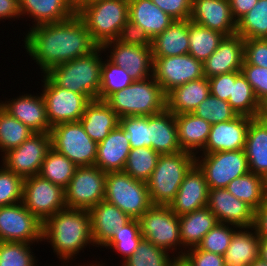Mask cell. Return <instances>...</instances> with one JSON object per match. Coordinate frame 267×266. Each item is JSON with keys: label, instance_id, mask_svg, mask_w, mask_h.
I'll use <instances>...</instances> for the list:
<instances>
[{"label": "cell", "instance_id": "6da1fadb", "mask_svg": "<svg viewBox=\"0 0 267 266\" xmlns=\"http://www.w3.org/2000/svg\"><path fill=\"white\" fill-rule=\"evenodd\" d=\"M29 29L24 37V48L43 74L98 47L77 14L63 22L36 25Z\"/></svg>", "mask_w": 267, "mask_h": 266}, {"label": "cell", "instance_id": "7a4b0ae2", "mask_svg": "<svg viewBox=\"0 0 267 266\" xmlns=\"http://www.w3.org/2000/svg\"><path fill=\"white\" fill-rule=\"evenodd\" d=\"M43 241L52 246L57 258L67 266L87 245L95 246L89 210L66 207L49 217L43 223Z\"/></svg>", "mask_w": 267, "mask_h": 266}, {"label": "cell", "instance_id": "3957f363", "mask_svg": "<svg viewBox=\"0 0 267 266\" xmlns=\"http://www.w3.org/2000/svg\"><path fill=\"white\" fill-rule=\"evenodd\" d=\"M76 14L98 46L128 37V0H98L82 7Z\"/></svg>", "mask_w": 267, "mask_h": 266}, {"label": "cell", "instance_id": "277c9868", "mask_svg": "<svg viewBox=\"0 0 267 266\" xmlns=\"http://www.w3.org/2000/svg\"><path fill=\"white\" fill-rule=\"evenodd\" d=\"M101 53L103 49L98 46L91 53L54 66L45 74L61 88L83 94L89 101L99 100L104 60Z\"/></svg>", "mask_w": 267, "mask_h": 266}, {"label": "cell", "instance_id": "5b68a950", "mask_svg": "<svg viewBox=\"0 0 267 266\" xmlns=\"http://www.w3.org/2000/svg\"><path fill=\"white\" fill-rule=\"evenodd\" d=\"M105 102L118 115L150 116L166 109V94L153 76L133 81L123 90L111 94Z\"/></svg>", "mask_w": 267, "mask_h": 266}, {"label": "cell", "instance_id": "8992f818", "mask_svg": "<svg viewBox=\"0 0 267 266\" xmlns=\"http://www.w3.org/2000/svg\"><path fill=\"white\" fill-rule=\"evenodd\" d=\"M195 155L186 151L160 155L147 187L153 205L169 206L186 173L195 164Z\"/></svg>", "mask_w": 267, "mask_h": 266}, {"label": "cell", "instance_id": "52a82bcc", "mask_svg": "<svg viewBox=\"0 0 267 266\" xmlns=\"http://www.w3.org/2000/svg\"><path fill=\"white\" fill-rule=\"evenodd\" d=\"M104 200L132 219H139L153 205L147 182L136 180L124 171L106 173Z\"/></svg>", "mask_w": 267, "mask_h": 266}, {"label": "cell", "instance_id": "ba28073f", "mask_svg": "<svg viewBox=\"0 0 267 266\" xmlns=\"http://www.w3.org/2000/svg\"><path fill=\"white\" fill-rule=\"evenodd\" d=\"M104 53L113 64L126 69L134 81L144 80L153 75V54L150 42L131 37L111 40L103 44ZM109 48V49H108Z\"/></svg>", "mask_w": 267, "mask_h": 266}, {"label": "cell", "instance_id": "9c48e42d", "mask_svg": "<svg viewBox=\"0 0 267 266\" xmlns=\"http://www.w3.org/2000/svg\"><path fill=\"white\" fill-rule=\"evenodd\" d=\"M50 136L51 147L77 167L95 166L98 143L88 136L80 121L55 125Z\"/></svg>", "mask_w": 267, "mask_h": 266}, {"label": "cell", "instance_id": "30bf717a", "mask_svg": "<svg viewBox=\"0 0 267 266\" xmlns=\"http://www.w3.org/2000/svg\"><path fill=\"white\" fill-rule=\"evenodd\" d=\"M195 158V163L204 172L209 189L226 188L235 178L249 172L244 149L201 153Z\"/></svg>", "mask_w": 267, "mask_h": 266}, {"label": "cell", "instance_id": "8fae6325", "mask_svg": "<svg viewBox=\"0 0 267 266\" xmlns=\"http://www.w3.org/2000/svg\"><path fill=\"white\" fill-rule=\"evenodd\" d=\"M138 221L143 239L168 252L172 250L171 254L183 248L179 216L169 206L152 205Z\"/></svg>", "mask_w": 267, "mask_h": 266}, {"label": "cell", "instance_id": "7c38bea8", "mask_svg": "<svg viewBox=\"0 0 267 266\" xmlns=\"http://www.w3.org/2000/svg\"><path fill=\"white\" fill-rule=\"evenodd\" d=\"M22 203L42 223L66 208L64 189L39 174L24 179Z\"/></svg>", "mask_w": 267, "mask_h": 266}, {"label": "cell", "instance_id": "4fadbf2b", "mask_svg": "<svg viewBox=\"0 0 267 266\" xmlns=\"http://www.w3.org/2000/svg\"><path fill=\"white\" fill-rule=\"evenodd\" d=\"M106 172L96 166L77 167L64 189L67 208L90 210L104 201Z\"/></svg>", "mask_w": 267, "mask_h": 266}, {"label": "cell", "instance_id": "5bb4252c", "mask_svg": "<svg viewBox=\"0 0 267 266\" xmlns=\"http://www.w3.org/2000/svg\"><path fill=\"white\" fill-rule=\"evenodd\" d=\"M43 78L41 94L45 101L50 126L79 121L90 101L83 94L59 87L46 74H43Z\"/></svg>", "mask_w": 267, "mask_h": 266}, {"label": "cell", "instance_id": "9a60e30c", "mask_svg": "<svg viewBox=\"0 0 267 266\" xmlns=\"http://www.w3.org/2000/svg\"><path fill=\"white\" fill-rule=\"evenodd\" d=\"M50 149V133H34L19 147L1 155V162L6 169L25 179L40 173L42 163Z\"/></svg>", "mask_w": 267, "mask_h": 266}, {"label": "cell", "instance_id": "2e32d148", "mask_svg": "<svg viewBox=\"0 0 267 266\" xmlns=\"http://www.w3.org/2000/svg\"><path fill=\"white\" fill-rule=\"evenodd\" d=\"M0 241L43 242V223L22 202L0 207Z\"/></svg>", "mask_w": 267, "mask_h": 266}, {"label": "cell", "instance_id": "e0dca14e", "mask_svg": "<svg viewBox=\"0 0 267 266\" xmlns=\"http://www.w3.org/2000/svg\"><path fill=\"white\" fill-rule=\"evenodd\" d=\"M152 76L167 95L178 86L204 77L203 63L190 54L153 57Z\"/></svg>", "mask_w": 267, "mask_h": 266}, {"label": "cell", "instance_id": "ac0fdd59", "mask_svg": "<svg viewBox=\"0 0 267 266\" xmlns=\"http://www.w3.org/2000/svg\"><path fill=\"white\" fill-rule=\"evenodd\" d=\"M128 37L150 42L175 20L151 0H128Z\"/></svg>", "mask_w": 267, "mask_h": 266}, {"label": "cell", "instance_id": "d6986e66", "mask_svg": "<svg viewBox=\"0 0 267 266\" xmlns=\"http://www.w3.org/2000/svg\"><path fill=\"white\" fill-rule=\"evenodd\" d=\"M209 188L204 172L195 163L186 173L169 208L181 216L208 205Z\"/></svg>", "mask_w": 267, "mask_h": 266}, {"label": "cell", "instance_id": "ffe728a7", "mask_svg": "<svg viewBox=\"0 0 267 266\" xmlns=\"http://www.w3.org/2000/svg\"><path fill=\"white\" fill-rule=\"evenodd\" d=\"M207 207L216 216L218 223L242 228L251 227L254 223V209L225 188L209 189Z\"/></svg>", "mask_w": 267, "mask_h": 266}, {"label": "cell", "instance_id": "44dd1931", "mask_svg": "<svg viewBox=\"0 0 267 266\" xmlns=\"http://www.w3.org/2000/svg\"><path fill=\"white\" fill-rule=\"evenodd\" d=\"M0 106L35 133H50L52 127L47 119L45 101L41 93L22 94L1 102Z\"/></svg>", "mask_w": 267, "mask_h": 266}, {"label": "cell", "instance_id": "7402d4cb", "mask_svg": "<svg viewBox=\"0 0 267 266\" xmlns=\"http://www.w3.org/2000/svg\"><path fill=\"white\" fill-rule=\"evenodd\" d=\"M244 39L239 34L224 36L218 48L203 63L204 77L241 71L244 60Z\"/></svg>", "mask_w": 267, "mask_h": 266}, {"label": "cell", "instance_id": "603a6c76", "mask_svg": "<svg viewBox=\"0 0 267 266\" xmlns=\"http://www.w3.org/2000/svg\"><path fill=\"white\" fill-rule=\"evenodd\" d=\"M201 26L230 36L236 34L229 0H192L190 19Z\"/></svg>", "mask_w": 267, "mask_h": 266}, {"label": "cell", "instance_id": "cb8c5ba5", "mask_svg": "<svg viewBox=\"0 0 267 266\" xmlns=\"http://www.w3.org/2000/svg\"><path fill=\"white\" fill-rule=\"evenodd\" d=\"M252 119L238 115L232 120L212 124L208 141L202 153L244 149L248 126Z\"/></svg>", "mask_w": 267, "mask_h": 266}, {"label": "cell", "instance_id": "d4e9b609", "mask_svg": "<svg viewBox=\"0 0 267 266\" xmlns=\"http://www.w3.org/2000/svg\"><path fill=\"white\" fill-rule=\"evenodd\" d=\"M93 243L103 247L132 218L115 205L101 201L90 210Z\"/></svg>", "mask_w": 267, "mask_h": 266}, {"label": "cell", "instance_id": "484cf974", "mask_svg": "<svg viewBox=\"0 0 267 266\" xmlns=\"http://www.w3.org/2000/svg\"><path fill=\"white\" fill-rule=\"evenodd\" d=\"M130 150L123 128L118 125L98 143L95 166L106 173L123 171Z\"/></svg>", "mask_w": 267, "mask_h": 266}, {"label": "cell", "instance_id": "4316f807", "mask_svg": "<svg viewBox=\"0 0 267 266\" xmlns=\"http://www.w3.org/2000/svg\"><path fill=\"white\" fill-rule=\"evenodd\" d=\"M19 9L21 18H33V26L63 22L76 14L72 0H19Z\"/></svg>", "mask_w": 267, "mask_h": 266}, {"label": "cell", "instance_id": "83f0119b", "mask_svg": "<svg viewBox=\"0 0 267 266\" xmlns=\"http://www.w3.org/2000/svg\"><path fill=\"white\" fill-rule=\"evenodd\" d=\"M149 141L151 148L160 155L182 151L178 141L175 114L167 108L149 116Z\"/></svg>", "mask_w": 267, "mask_h": 266}, {"label": "cell", "instance_id": "f1b7e54d", "mask_svg": "<svg viewBox=\"0 0 267 266\" xmlns=\"http://www.w3.org/2000/svg\"><path fill=\"white\" fill-rule=\"evenodd\" d=\"M179 222L180 239L183 249L177 252L175 256L178 260L187 248L197 247L203 237L218 223L216 216L207 206L179 216Z\"/></svg>", "mask_w": 267, "mask_h": 266}, {"label": "cell", "instance_id": "f546056e", "mask_svg": "<svg viewBox=\"0 0 267 266\" xmlns=\"http://www.w3.org/2000/svg\"><path fill=\"white\" fill-rule=\"evenodd\" d=\"M84 131L95 142L103 141L119 125L118 115L101 100L90 101L79 120Z\"/></svg>", "mask_w": 267, "mask_h": 266}, {"label": "cell", "instance_id": "4dcf8cb0", "mask_svg": "<svg viewBox=\"0 0 267 266\" xmlns=\"http://www.w3.org/2000/svg\"><path fill=\"white\" fill-rule=\"evenodd\" d=\"M209 94V80L202 77L171 90L166 95V108L175 115L192 113Z\"/></svg>", "mask_w": 267, "mask_h": 266}, {"label": "cell", "instance_id": "1f68e13d", "mask_svg": "<svg viewBox=\"0 0 267 266\" xmlns=\"http://www.w3.org/2000/svg\"><path fill=\"white\" fill-rule=\"evenodd\" d=\"M175 119L181 150L196 156L208 141L211 124L193 113L177 114Z\"/></svg>", "mask_w": 267, "mask_h": 266}, {"label": "cell", "instance_id": "d6a6232c", "mask_svg": "<svg viewBox=\"0 0 267 266\" xmlns=\"http://www.w3.org/2000/svg\"><path fill=\"white\" fill-rule=\"evenodd\" d=\"M244 150L249 172L267 180V122L258 118L250 121Z\"/></svg>", "mask_w": 267, "mask_h": 266}, {"label": "cell", "instance_id": "836d02e7", "mask_svg": "<svg viewBox=\"0 0 267 266\" xmlns=\"http://www.w3.org/2000/svg\"><path fill=\"white\" fill-rule=\"evenodd\" d=\"M259 240L252 226L239 227V230L234 232L224 254L225 266H249L259 258Z\"/></svg>", "mask_w": 267, "mask_h": 266}, {"label": "cell", "instance_id": "e575fe53", "mask_svg": "<svg viewBox=\"0 0 267 266\" xmlns=\"http://www.w3.org/2000/svg\"><path fill=\"white\" fill-rule=\"evenodd\" d=\"M153 57L185 55L189 52L188 20L174 21L151 41Z\"/></svg>", "mask_w": 267, "mask_h": 266}, {"label": "cell", "instance_id": "d590c367", "mask_svg": "<svg viewBox=\"0 0 267 266\" xmlns=\"http://www.w3.org/2000/svg\"><path fill=\"white\" fill-rule=\"evenodd\" d=\"M225 189L254 210L267 199V180L252 172L235 178Z\"/></svg>", "mask_w": 267, "mask_h": 266}, {"label": "cell", "instance_id": "8d00e7d4", "mask_svg": "<svg viewBox=\"0 0 267 266\" xmlns=\"http://www.w3.org/2000/svg\"><path fill=\"white\" fill-rule=\"evenodd\" d=\"M189 52L198 61L204 63L216 51L224 34L188 20Z\"/></svg>", "mask_w": 267, "mask_h": 266}, {"label": "cell", "instance_id": "74e56055", "mask_svg": "<svg viewBox=\"0 0 267 266\" xmlns=\"http://www.w3.org/2000/svg\"><path fill=\"white\" fill-rule=\"evenodd\" d=\"M77 166L52 147L42 163L39 175L65 189L74 176Z\"/></svg>", "mask_w": 267, "mask_h": 266}, {"label": "cell", "instance_id": "f35d334b", "mask_svg": "<svg viewBox=\"0 0 267 266\" xmlns=\"http://www.w3.org/2000/svg\"><path fill=\"white\" fill-rule=\"evenodd\" d=\"M228 103L237 115L257 118L260 102L242 73L235 79V82H232V95Z\"/></svg>", "mask_w": 267, "mask_h": 266}, {"label": "cell", "instance_id": "ab89813d", "mask_svg": "<svg viewBox=\"0 0 267 266\" xmlns=\"http://www.w3.org/2000/svg\"><path fill=\"white\" fill-rule=\"evenodd\" d=\"M34 133L0 106V151L2 154L19 147Z\"/></svg>", "mask_w": 267, "mask_h": 266}, {"label": "cell", "instance_id": "60d3db41", "mask_svg": "<svg viewBox=\"0 0 267 266\" xmlns=\"http://www.w3.org/2000/svg\"><path fill=\"white\" fill-rule=\"evenodd\" d=\"M169 252L142 239L136 252L122 261L121 266H178L179 260L170 257Z\"/></svg>", "mask_w": 267, "mask_h": 266}, {"label": "cell", "instance_id": "b9f144b4", "mask_svg": "<svg viewBox=\"0 0 267 266\" xmlns=\"http://www.w3.org/2000/svg\"><path fill=\"white\" fill-rule=\"evenodd\" d=\"M159 157L160 154L152 148H131L123 171L136 180L147 182Z\"/></svg>", "mask_w": 267, "mask_h": 266}, {"label": "cell", "instance_id": "7bdbcfd3", "mask_svg": "<svg viewBox=\"0 0 267 266\" xmlns=\"http://www.w3.org/2000/svg\"><path fill=\"white\" fill-rule=\"evenodd\" d=\"M236 34L243 39H267V0H258L252 9L236 22Z\"/></svg>", "mask_w": 267, "mask_h": 266}, {"label": "cell", "instance_id": "ee69618b", "mask_svg": "<svg viewBox=\"0 0 267 266\" xmlns=\"http://www.w3.org/2000/svg\"><path fill=\"white\" fill-rule=\"evenodd\" d=\"M142 239L139 221L138 219H132L118 232H115L113 237L103 247L115 250L121 254L123 261H125L136 252Z\"/></svg>", "mask_w": 267, "mask_h": 266}, {"label": "cell", "instance_id": "f6af8a7d", "mask_svg": "<svg viewBox=\"0 0 267 266\" xmlns=\"http://www.w3.org/2000/svg\"><path fill=\"white\" fill-rule=\"evenodd\" d=\"M133 81L134 80L127 73L126 69H123L106 59L103 61L101 67L99 100L105 101L111 94L123 90Z\"/></svg>", "mask_w": 267, "mask_h": 266}, {"label": "cell", "instance_id": "bcb514c9", "mask_svg": "<svg viewBox=\"0 0 267 266\" xmlns=\"http://www.w3.org/2000/svg\"><path fill=\"white\" fill-rule=\"evenodd\" d=\"M30 243L0 241V266H36Z\"/></svg>", "mask_w": 267, "mask_h": 266}, {"label": "cell", "instance_id": "7dc6e473", "mask_svg": "<svg viewBox=\"0 0 267 266\" xmlns=\"http://www.w3.org/2000/svg\"><path fill=\"white\" fill-rule=\"evenodd\" d=\"M192 113L211 125L226 122L238 116L227 101L218 99L211 94Z\"/></svg>", "mask_w": 267, "mask_h": 266}, {"label": "cell", "instance_id": "c3c4849f", "mask_svg": "<svg viewBox=\"0 0 267 266\" xmlns=\"http://www.w3.org/2000/svg\"><path fill=\"white\" fill-rule=\"evenodd\" d=\"M119 125L128 139L131 148L148 147L149 141V116H126L119 118Z\"/></svg>", "mask_w": 267, "mask_h": 266}, {"label": "cell", "instance_id": "681fc988", "mask_svg": "<svg viewBox=\"0 0 267 266\" xmlns=\"http://www.w3.org/2000/svg\"><path fill=\"white\" fill-rule=\"evenodd\" d=\"M233 227V228H232ZM239 229L233 224L217 223L197 246L200 250L224 256L234 232Z\"/></svg>", "mask_w": 267, "mask_h": 266}, {"label": "cell", "instance_id": "f907efd6", "mask_svg": "<svg viewBox=\"0 0 267 266\" xmlns=\"http://www.w3.org/2000/svg\"><path fill=\"white\" fill-rule=\"evenodd\" d=\"M23 181L3 165L0 167V207L22 202Z\"/></svg>", "mask_w": 267, "mask_h": 266}, {"label": "cell", "instance_id": "816d5d0a", "mask_svg": "<svg viewBox=\"0 0 267 266\" xmlns=\"http://www.w3.org/2000/svg\"><path fill=\"white\" fill-rule=\"evenodd\" d=\"M179 266H225L224 256L200 250L198 247L190 248L179 259Z\"/></svg>", "mask_w": 267, "mask_h": 266}, {"label": "cell", "instance_id": "f5cc1de1", "mask_svg": "<svg viewBox=\"0 0 267 266\" xmlns=\"http://www.w3.org/2000/svg\"><path fill=\"white\" fill-rule=\"evenodd\" d=\"M242 74L254 90L257 99L262 101L267 97V68L250 65L243 60Z\"/></svg>", "mask_w": 267, "mask_h": 266}, {"label": "cell", "instance_id": "db71d44e", "mask_svg": "<svg viewBox=\"0 0 267 266\" xmlns=\"http://www.w3.org/2000/svg\"><path fill=\"white\" fill-rule=\"evenodd\" d=\"M243 56L246 63L267 68V39H244Z\"/></svg>", "mask_w": 267, "mask_h": 266}, {"label": "cell", "instance_id": "11a10c76", "mask_svg": "<svg viewBox=\"0 0 267 266\" xmlns=\"http://www.w3.org/2000/svg\"><path fill=\"white\" fill-rule=\"evenodd\" d=\"M175 21L189 20L192 0H151Z\"/></svg>", "mask_w": 267, "mask_h": 266}, {"label": "cell", "instance_id": "9f6ffc18", "mask_svg": "<svg viewBox=\"0 0 267 266\" xmlns=\"http://www.w3.org/2000/svg\"><path fill=\"white\" fill-rule=\"evenodd\" d=\"M241 73V71H234L208 78L210 94L218 99L228 102L230 95H232V82H235V79Z\"/></svg>", "mask_w": 267, "mask_h": 266}, {"label": "cell", "instance_id": "6f0895ef", "mask_svg": "<svg viewBox=\"0 0 267 266\" xmlns=\"http://www.w3.org/2000/svg\"><path fill=\"white\" fill-rule=\"evenodd\" d=\"M252 227L259 238H267V199L259 208L254 210V223Z\"/></svg>", "mask_w": 267, "mask_h": 266}, {"label": "cell", "instance_id": "680465c9", "mask_svg": "<svg viewBox=\"0 0 267 266\" xmlns=\"http://www.w3.org/2000/svg\"><path fill=\"white\" fill-rule=\"evenodd\" d=\"M257 2L258 0H229L233 19L237 22L242 16L248 13Z\"/></svg>", "mask_w": 267, "mask_h": 266}, {"label": "cell", "instance_id": "91938a15", "mask_svg": "<svg viewBox=\"0 0 267 266\" xmlns=\"http://www.w3.org/2000/svg\"><path fill=\"white\" fill-rule=\"evenodd\" d=\"M19 0H0V21L21 18Z\"/></svg>", "mask_w": 267, "mask_h": 266}, {"label": "cell", "instance_id": "94428289", "mask_svg": "<svg viewBox=\"0 0 267 266\" xmlns=\"http://www.w3.org/2000/svg\"><path fill=\"white\" fill-rule=\"evenodd\" d=\"M257 118L261 121L267 122V97L260 101Z\"/></svg>", "mask_w": 267, "mask_h": 266}, {"label": "cell", "instance_id": "6125c7cd", "mask_svg": "<svg viewBox=\"0 0 267 266\" xmlns=\"http://www.w3.org/2000/svg\"><path fill=\"white\" fill-rule=\"evenodd\" d=\"M259 257L267 262V238H260L259 240Z\"/></svg>", "mask_w": 267, "mask_h": 266}, {"label": "cell", "instance_id": "be15d7a7", "mask_svg": "<svg viewBox=\"0 0 267 266\" xmlns=\"http://www.w3.org/2000/svg\"><path fill=\"white\" fill-rule=\"evenodd\" d=\"M98 0H72L75 12L77 13L82 7Z\"/></svg>", "mask_w": 267, "mask_h": 266}, {"label": "cell", "instance_id": "e7e4bbea", "mask_svg": "<svg viewBox=\"0 0 267 266\" xmlns=\"http://www.w3.org/2000/svg\"><path fill=\"white\" fill-rule=\"evenodd\" d=\"M249 266H267V262L263 261L260 257L253 261Z\"/></svg>", "mask_w": 267, "mask_h": 266}, {"label": "cell", "instance_id": "03108f58", "mask_svg": "<svg viewBox=\"0 0 267 266\" xmlns=\"http://www.w3.org/2000/svg\"><path fill=\"white\" fill-rule=\"evenodd\" d=\"M103 265H105V264L104 263L100 264V262L97 263V261H96L95 264H94V262L92 264L89 263V265H88V263L87 264L84 263V265H79V263H78V265H75V266H103ZM51 266H53V265H51ZM67 266H68V264H67ZM71 266H73V265L71 264Z\"/></svg>", "mask_w": 267, "mask_h": 266}]
</instances>
